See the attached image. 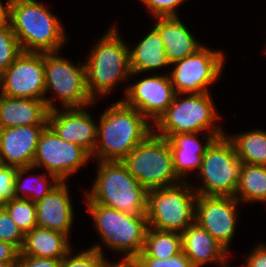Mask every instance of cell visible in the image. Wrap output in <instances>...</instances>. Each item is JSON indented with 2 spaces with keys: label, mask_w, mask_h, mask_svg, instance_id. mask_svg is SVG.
I'll list each match as a JSON object with an SVG mask.
<instances>
[{
  "label": "cell",
  "mask_w": 266,
  "mask_h": 267,
  "mask_svg": "<svg viewBox=\"0 0 266 267\" xmlns=\"http://www.w3.org/2000/svg\"><path fill=\"white\" fill-rule=\"evenodd\" d=\"M61 54V51L44 53V101L48 109L93 105L95 101L86 86L85 62H74ZM50 93L52 96L47 97ZM56 103H60V107Z\"/></svg>",
  "instance_id": "52a82bcc"
},
{
  "label": "cell",
  "mask_w": 266,
  "mask_h": 267,
  "mask_svg": "<svg viewBox=\"0 0 266 267\" xmlns=\"http://www.w3.org/2000/svg\"><path fill=\"white\" fill-rule=\"evenodd\" d=\"M235 198L241 204L266 205V166L243 163Z\"/></svg>",
  "instance_id": "484cf974"
},
{
  "label": "cell",
  "mask_w": 266,
  "mask_h": 267,
  "mask_svg": "<svg viewBox=\"0 0 266 267\" xmlns=\"http://www.w3.org/2000/svg\"><path fill=\"white\" fill-rule=\"evenodd\" d=\"M91 161V155L84 148L61 139L47 126L40 135L32 166L54 175L61 182H68Z\"/></svg>",
  "instance_id": "7c38bea8"
},
{
  "label": "cell",
  "mask_w": 266,
  "mask_h": 267,
  "mask_svg": "<svg viewBox=\"0 0 266 267\" xmlns=\"http://www.w3.org/2000/svg\"><path fill=\"white\" fill-rule=\"evenodd\" d=\"M212 95L211 92L175 94L170 106L153 125V132L166 139L172 134L226 133L217 121L221 116Z\"/></svg>",
  "instance_id": "8992f818"
},
{
  "label": "cell",
  "mask_w": 266,
  "mask_h": 267,
  "mask_svg": "<svg viewBox=\"0 0 266 267\" xmlns=\"http://www.w3.org/2000/svg\"><path fill=\"white\" fill-rule=\"evenodd\" d=\"M241 203L235 197L197 195L195 222L215 238L231 255V246L241 217ZM236 232V233H235Z\"/></svg>",
  "instance_id": "5bb4252c"
},
{
  "label": "cell",
  "mask_w": 266,
  "mask_h": 267,
  "mask_svg": "<svg viewBox=\"0 0 266 267\" xmlns=\"http://www.w3.org/2000/svg\"><path fill=\"white\" fill-rule=\"evenodd\" d=\"M226 56L223 50L211 49L206 44L196 53L171 63L169 76L175 93L211 92L212 85L223 74Z\"/></svg>",
  "instance_id": "8fae6325"
},
{
  "label": "cell",
  "mask_w": 266,
  "mask_h": 267,
  "mask_svg": "<svg viewBox=\"0 0 266 267\" xmlns=\"http://www.w3.org/2000/svg\"><path fill=\"white\" fill-rule=\"evenodd\" d=\"M24 235L8 212L0 206V241L11 243L20 250L23 245Z\"/></svg>",
  "instance_id": "1f68e13d"
},
{
  "label": "cell",
  "mask_w": 266,
  "mask_h": 267,
  "mask_svg": "<svg viewBox=\"0 0 266 267\" xmlns=\"http://www.w3.org/2000/svg\"><path fill=\"white\" fill-rule=\"evenodd\" d=\"M254 246L243 258L245 261L240 267H266V244L260 241Z\"/></svg>",
  "instance_id": "d590c367"
},
{
  "label": "cell",
  "mask_w": 266,
  "mask_h": 267,
  "mask_svg": "<svg viewBox=\"0 0 266 267\" xmlns=\"http://www.w3.org/2000/svg\"><path fill=\"white\" fill-rule=\"evenodd\" d=\"M116 25L111 24L100 39L93 42L84 60L86 86L94 101L109 96L119 84L128 82L131 75L129 44Z\"/></svg>",
  "instance_id": "7a4b0ae2"
},
{
  "label": "cell",
  "mask_w": 266,
  "mask_h": 267,
  "mask_svg": "<svg viewBox=\"0 0 266 267\" xmlns=\"http://www.w3.org/2000/svg\"><path fill=\"white\" fill-rule=\"evenodd\" d=\"M201 135L202 133L172 134L167 139L172 152L174 171L181 181H190L189 176L197 175L207 148L217 137L225 133H203L202 137Z\"/></svg>",
  "instance_id": "e0dca14e"
},
{
  "label": "cell",
  "mask_w": 266,
  "mask_h": 267,
  "mask_svg": "<svg viewBox=\"0 0 266 267\" xmlns=\"http://www.w3.org/2000/svg\"><path fill=\"white\" fill-rule=\"evenodd\" d=\"M20 250L13 244L0 241V262H18Z\"/></svg>",
  "instance_id": "74e56055"
},
{
  "label": "cell",
  "mask_w": 266,
  "mask_h": 267,
  "mask_svg": "<svg viewBox=\"0 0 266 267\" xmlns=\"http://www.w3.org/2000/svg\"><path fill=\"white\" fill-rule=\"evenodd\" d=\"M22 50L10 24L0 26V74L6 70Z\"/></svg>",
  "instance_id": "f546056e"
},
{
  "label": "cell",
  "mask_w": 266,
  "mask_h": 267,
  "mask_svg": "<svg viewBox=\"0 0 266 267\" xmlns=\"http://www.w3.org/2000/svg\"><path fill=\"white\" fill-rule=\"evenodd\" d=\"M70 242L62 232L36 226L25 233L20 256L63 259L73 248Z\"/></svg>",
  "instance_id": "cb8c5ba5"
},
{
  "label": "cell",
  "mask_w": 266,
  "mask_h": 267,
  "mask_svg": "<svg viewBox=\"0 0 266 267\" xmlns=\"http://www.w3.org/2000/svg\"><path fill=\"white\" fill-rule=\"evenodd\" d=\"M16 168L0 163V206L14 198Z\"/></svg>",
  "instance_id": "836d02e7"
},
{
  "label": "cell",
  "mask_w": 266,
  "mask_h": 267,
  "mask_svg": "<svg viewBox=\"0 0 266 267\" xmlns=\"http://www.w3.org/2000/svg\"><path fill=\"white\" fill-rule=\"evenodd\" d=\"M150 17L180 16L179 8L188 0H139Z\"/></svg>",
  "instance_id": "d6a6232c"
},
{
  "label": "cell",
  "mask_w": 266,
  "mask_h": 267,
  "mask_svg": "<svg viewBox=\"0 0 266 267\" xmlns=\"http://www.w3.org/2000/svg\"><path fill=\"white\" fill-rule=\"evenodd\" d=\"M140 267H193L190 259L181 251L164 260L158 258H135Z\"/></svg>",
  "instance_id": "e575fe53"
},
{
  "label": "cell",
  "mask_w": 266,
  "mask_h": 267,
  "mask_svg": "<svg viewBox=\"0 0 266 267\" xmlns=\"http://www.w3.org/2000/svg\"><path fill=\"white\" fill-rule=\"evenodd\" d=\"M225 134L234 144L237 156L243 163L266 166V130L254 128L233 134L226 131Z\"/></svg>",
  "instance_id": "4316f807"
},
{
  "label": "cell",
  "mask_w": 266,
  "mask_h": 267,
  "mask_svg": "<svg viewBox=\"0 0 266 267\" xmlns=\"http://www.w3.org/2000/svg\"><path fill=\"white\" fill-rule=\"evenodd\" d=\"M69 191V181L60 182L50 193L36 202L38 227L62 232L71 238L76 211Z\"/></svg>",
  "instance_id": "d6986e66"
},
{
  "label": "cell",
  "mask_w": 266,
  "mask_h": 267,
  "mask_svg": "<svg viewBox=\"0 0 266 267\" xmlns=\"http://www.w3.org/2000/svg\"><path fill=\"white\" fill-rule=\"evenodd\" d=\"M35 170L38 171L34 166L16 168L14 198L29 199L36 203L61 182L47 172L42 171L41 174L34 175Z\"/></svg>",
  "instance_id": "d4e9b609"
},
{
  "label": "cell",
  "mask_w": 266,
  "mask_h": 267,
  "mask_svg": "<svg viewBox=\"0 0 266 267\" xmlns=\"http://www.w3.org/2000/svg\"><path fill=\"white\" fill-rule=\"evenodd\" d=\"M243 162L239 159L232 141L223 135L207 148L202 166L191 183L197 195L235 197Z\"/></svg>",
  "instance_id": "ba28073f"
},
{
  "label": "cell",
  "mask_w": 266,
  "mask_h": 267,
  "mask_svg": "<svg viewBox=\"0 0 266 267\" xmlns=\"http://www.w3.org/2000/svg\"><path fill=\"white\" fill-rule=\"evenodd\" d=\"M85 205V211L92 220V228L102 242L94 243L89 248L105 256V246L114 255L121 254L120 258H135L142 252L148 228L146 215H133L97 203Z\"/></svg>",
  "instance_id": "5b68a950"
},
{
  "label": "cell",
  "mask_w": 266,
  "mask_h": 267,
  "mask_svg": "<svg viewBox=\"0 0 266 267\" xmlns=\"http://www.w3.org/2000/svg\"><path fill=\"white\" fill-rule=\"evenodd\" d=\"M163 73H131L129 82L123 87V98L128 106L139 111L152 125L165 113L172 103L175 91L169 71ZM166 72V73H165ZM141 75V77H140ZM145 75V77L143 76ZM141 78L136 79L135 78Z\"/></svg>",
  "instance_id": "4fadbf2b"
},
{
  "label": "cell",
  "mask_w": 266,
  "mask_h": 267,
  "mask_svg": "<svg viewBox=\"0 0 266 267\" xmlns=\"http://www.w3.org/2000/svg\"><path fill=\"white\" fill-rule=\"evenodd\" d=\"M262 53L266 54V44H265V48H264V50L262 51Z\"/></svg>",
  "instance_id": "b9f144b4"
},
{
  "label": "cell",
  "mask_w": 266,
  "mask_h": 267,
  "mask_svg": "<svg viewBox=\"0 0 266 267\" xmlns=\"http://www.w3.org/2000/svg\"><path fill=\"white\" fill-rule=\"evenodd\" d=\"M48 125L0 129V163L15 168L33 165L41 133Z\"/></svg>",
  "instance_id": "ac0fdd59"
},
{
  "label": "cell",
  "mask_w": 266,
  "mask_h": 267,
  "mask_svg": "<svg viewBox=\"0 0 266 267\" xmlns=\"http://www.w3.org/2000/svg\"><path fill=\"white\" fill-rule=\"evenodd\" d=\"M41 0H12L10 26L22 52L62 51L67 41L63 21Z\"/></svg>",
  "instance_id": "3957f363"
},
{
  "label": "cell",
  "mask_w": 266,
  "mask_h": 267,
  "mask_svg": "<svg viewBox=\"0 0 266 267\" xmlns=\"http://www.w3.org/2000/svg\"><path fill=\"white\" fill-rule=\"evenodd\" d=\"M197 193L190 181L147 192L148 227L161 231L183 232L195 221Z\"/></svg>",
  "instance_id": "9c48e42d"
},
{
  "label": "cell",
  "mask_w": 266,
  "mask_h": 267,
  "mask_svg": "<svg viewBox=\"0 0 266 267\" xmlns=\"http://www.w3.org/2000/svg\"><path fill=\"white\" fill-rule=\"evenodd\" d=\"M0 94L12 98L44 100V53L21 52L0 74Z\"/></svg>",
  "instance_id": "9a60e30c"
},
{
  "label": "cell",
  "mask_w": 266,
  "mask_h": 267,
  "mask_svg": "<svg viewBox=\"0 0 266 267\" xmlns=\"http://www.w3.org/2000/svg\"><path fill=\"white\" fill-rule=\"evenodd\" d=\"M12 0H0V26L10 24V5Z\"/></svg>",
  "instance_id": "ab89813d"
},
{
  "label": "cell",
  "mask_w": 266,
  "mask_h": 267,
  "mask_svg": "<svg viewBox=\"0 0 266 267\" xmlns=\"http://www.w3.org/2000/svg\"><path fill=\"white\" fill-rule=\"evenodd\" d=\"M133 46L129 44L131 73H157L155 71L170 68L163 41L153 27Z\"/></svg>",
  "instance_id": "603a6c76"
},
{
  "label": "cell",
  "mask_w": 266,
  "mask_h": 267,
  "mask_svg": "<svg viewBox=\"0 0 266 267\" xmlns=\"http://www.w3.org/2000/svg\"><path fill=\"white\" fill-rule=\"evenodd\" d=\"M18 262H0V267H17Z\"/></svg>",
  "instance_id": "60d3db41"
},
{
  "label": "cell",
  "mask_w": 266,
  "mask_h": 267,
  "mask_svg": "<svg viewBox=\"0 0 266 267\" xmlns=\"http://www.w3.org/2000/svg\"><path fill=\"white\" fill-rule=\"evenodd\" d=\"M57 108L49 111L48 126L63 140L79 145L91 156L97 143L98 119L92 116L91 106Z\"/></svg>",
  "instance_id": "2e32d148"
},
{
  "label": "cell",
  "mask_w": 266,
  "mask_h": 267,
  "mask_svg": "<svg viewBox=\"0 0 266 267\" xmlns=\"http://www.w3.org/2000/svg\"><path fill=\"white\" fill-rule=\"evenodd\" d=\"M152 20L155 22L152 27L159 32L170 63L192 55L204 46L181 17H154Z\"/></svg>",
  "instance_id": "44dd1931"
},
{
  "label": "cell",
  "mask_w": 266,
  "mask_h": 267,
  "mask_svg": "<svg viewBox=\"0 0 266 267\" xmlns=\"http://www.w3.org/2000/svg\"><path fill=\"white\" fill-rule=\"evenodd\" d=\"M25 234L37 226L36 203L29 199L13 198L2 206Z\"/></svg>",
  "instance_id": "f1b7e54d"
},
{
  "label": "cell",
  "mask_w": 266,
  "mask_h": 267,
  "mask_svg": "<svg viewBox=\"0 0 266 267\" xmlns=\"http://www.w3.org/2000/svg\"><path fill=\"white\" fill-rule=\"evenodd\" d=\"M180 234L182 251L193 267L230 266L231 254L197 222L194 221Z\"/></svg>",
  "instance_id": "ffe728a7"
},
{
  "label": "cell",
  "mask_w": 266,
  "mask_h": 267,
  "mask_svg": "<svg viewBox=\"0 0 266 267\" xmlns=\"http://www.w3.org/2000/svg\"><path fill=\"white\" fill-rule=\"evenodd\" d=\"M49 111L44 100L12 98L0 94V129L48 125Z\"/></svg>",
  "instance_id": "7402d4cb"
},
{
  "label": "cell",
  "mask_w": 266,
  "mask_h": 267,
  "mask_svg": "<svg viewBox=\"0 0 266 267\" xmlns=\"http://www.w3.org/2000/svg\"><path fill=\"white\" fill-rule=\"evenodd\" d=\"M98 115L97 143L91 156L94 162L122 161L153 132V125L122 99Z\"/></svg>",
  "instance_id": "6da1fadb"
},
{
  "label": "cell",
  "mask_w": 266,
  "mask_h": 267,
  "mask_svg": "<svg viewBox=\"0 0 266 267\" xmlns=\"http://www.w3.org/2000/svg\"><path fill=\"white\" fill-rule=\"evenodd\" d=\"M182 251L181 234L176 231H161L148 227L144 247L135 258L166 259Z\"/></svg>",
  "instance_id": "83f0119b"
},
{
  "label": "cell",
  "mask_w": 266,
  "mask_h": 267,
  "mask_svg": "<svg viewBox=\"0 0 266 267\" xmlns=\"http://www.w3.org/2000/svg\"><path fill=\"white\" fill-rule=\"evenodd\" d=\"M122 162L147 191L181 182L174 171L168 140L154 132L133 148Z\"/></svg>",
  "instance_id": "30bf717a"
},
{
  "label": "cell",
  "mask_w": 266,
  "mask_h": 267,
  "mask_svg": "<svg viewBox=\"0 0 266 267\" xmlns=\"http://www.w3.org/2000/svg\"><path fill=\"white\" fill-rule=\"evenodd\" d=\"M62 259L19 256L17 267H61Z\"/></svg>",
  "instance_id": "8d00e7d4"
},
{
  "label": "cell",
  "mask_w": 266,
  "mask_h": 267,
  "mask_svg": "<svg viewBox=\"0 0 266 267\" xmlns=\"http://www.w3.org/2000/svg\"><path fill=\"white\" fill-rule=\"evenodd\" d=\"M103 267H140L135 258H119L118 261L109 260L108 257Z\"/></svg>",
  "instance_id": "f35d334b"
},
{
  "label": "cell",
  "mask_w": 266,
  "mask_h": 267,
  "mask_svg": "<svg viewBox=\"0 0 266 267\" xmlns=\"http://www.w3.org/2000/svg\"><path fill=\"white\" fill-rule=\"evenodd\" d=\"M90 189L83 191L85 203H97L133 215H146L147 190L122 161H96Z\"/></svg>",
  "instance_id": "277c9868"
},
{
  "label": "cell",
  "mask_w": 266,
  "mask_h": 267,
  "mask_svg": "<svg viewBox=\"0 0 266 267\" xmlns=\"http://www.w3.org/2000/svg\"><path fill=\"white\" fill-rule=\"evenodd\" d=\"M72 249L63 259L61 267H103L106 262V256L92 248H86L81 251ZM75 252V253H74Z\"/></svg>",
  "instance_id": "4dcf8cb0"
}]
</instances>
